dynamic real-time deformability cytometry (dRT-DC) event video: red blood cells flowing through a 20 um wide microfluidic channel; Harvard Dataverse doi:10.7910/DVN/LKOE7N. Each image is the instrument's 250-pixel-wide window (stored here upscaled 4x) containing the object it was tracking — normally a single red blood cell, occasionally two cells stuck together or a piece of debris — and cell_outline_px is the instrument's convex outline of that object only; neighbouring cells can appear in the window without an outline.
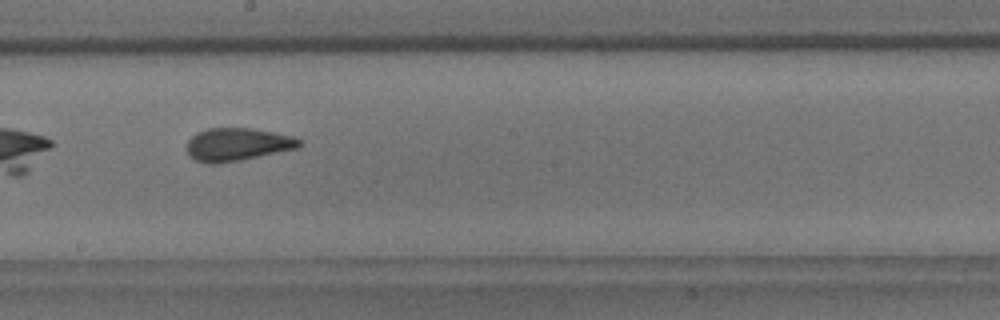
{"species": "common noctule bat (a hibernating species)", "species_latin": "Nyctalus noctula", "temperature_condition": "room temperature", "stored_images_in_passage": 16, "camera_frame_rate_fps": 3000, "um_per_image_px": 0.085, "animal": {"sex": "male", "body_mass_g": 18.8}, "frame": {"image": 1, "passage_image": 10, "time_ms": 3.0, "image_size_px": [1000, 320], "cell_outline_px": [[304, 144], [300, 148], [240, 160], [216, 164], [208, 164], [196, 160], [188, 152], [188, 140], [196, 132], [208, 128], [252, 128], [276, 132], [296, 136], [304, 140]], "centroid_in_image_um": [20.28, 12.26], "position_along_channel_um": 227.9, "area_um2": 21.91}}